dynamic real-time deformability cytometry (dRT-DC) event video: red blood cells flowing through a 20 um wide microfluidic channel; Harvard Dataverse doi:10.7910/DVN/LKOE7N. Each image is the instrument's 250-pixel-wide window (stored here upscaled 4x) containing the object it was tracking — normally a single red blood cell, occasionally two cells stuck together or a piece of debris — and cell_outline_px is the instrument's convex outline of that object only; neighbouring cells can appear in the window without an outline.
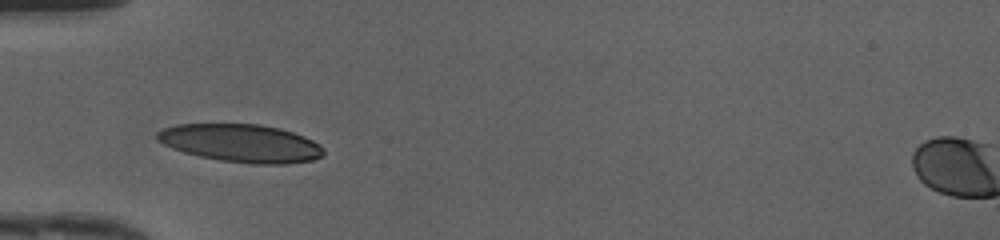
{"species": "human", "species_latin": "Homo sapiens", "temperature_condition": "cold", "stored_images_in_passage": 29, "camera_frame_rate_fps": 3000, "um_per_image_px": 0.085, "donor": {"sex": "female"}, "frame": {"image": 1, "passage_image": 1, "time_ms": 0.0, "image_size_px": [1000, 240], "cell_outline_px": [[324, 156], [312, 160], [288, 164], [252, 164], [220, 160], [200, 156], [184, 152], [172, 148], [156, 140], [156, 132], [164, 128], [176, 124], [260, 124], [280, 128], [304, 136], [320, 144], [324, 148]], "centroid_in_image_um": [20.51, 12.17], "position_along_channel_um": 64.5, "area_um2": 36.99}}
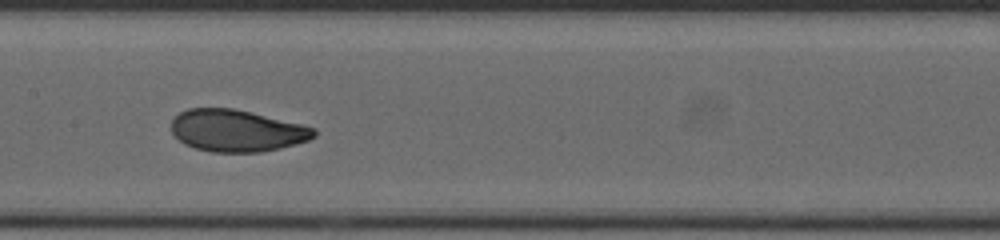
{"frame": {"image": 2, "passage_image": 10, "time_ms": 3.0, "image_size_px": [1000, 240], "cell_outline_px": [[316, 136], [308, 140], [280, 148], [260, 152], [212, 152], [196, 148], [184, 144], [172, 132], [172, 120], [180, 112], [188, 108], [232, 108], [304, 124], [316, 128]], "centroid_in_image_um": [20.15, 11.1], "position_along_channel_um": 187.3, "area_um2": 34.8}}
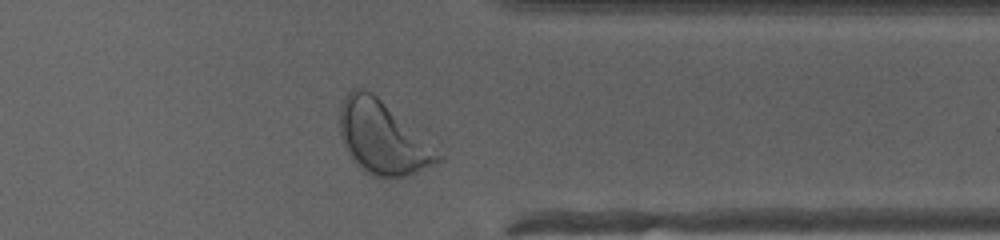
{"frame": {"image": 3, "passage_image": 24, "time_ms": 7.667, "image_size_px": [1000, 240], "cell_outline_px": [[444, 160], [416, 172], [404, 176], [372, 176], [360, 168], [352, 160], [344, 144], [340, 132], [340, 108], [344, 96], [352, 88], [364, 88], [372, 92], [444, 156]], "centroid_in_image_um": [32.49, 11.7], "position_along_channel_um": 378.9, "area_um2": 40.92}, "authors_computed_cell_mechanics": {"area_um2": 35.3158, "velocity_mm_per_s": 4.1759, "shape_relaxation_time_tau1_ms": 2.8374, "shape_relaxation_time_tau2_ms": 0.888, "deformation_change_tau1": 0.1322, "deformation_change_tau2": 0.0572}}